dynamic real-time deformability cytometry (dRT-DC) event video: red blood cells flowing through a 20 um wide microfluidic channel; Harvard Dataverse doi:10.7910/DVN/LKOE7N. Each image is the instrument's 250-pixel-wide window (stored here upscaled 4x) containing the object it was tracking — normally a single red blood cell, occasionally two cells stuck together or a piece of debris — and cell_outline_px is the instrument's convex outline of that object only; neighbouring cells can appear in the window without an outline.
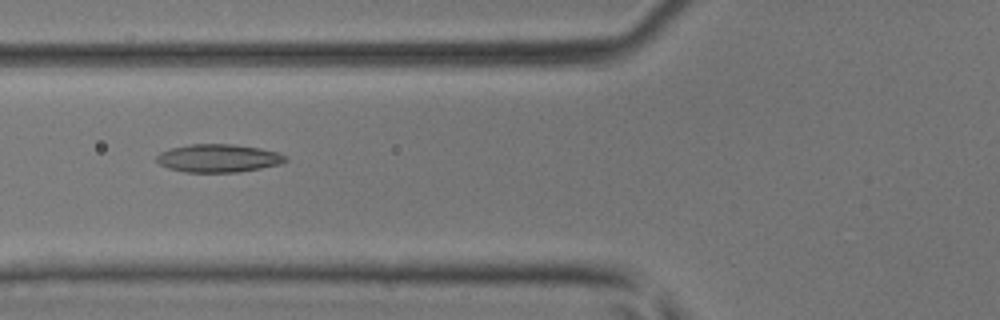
{"species": "common noctule bat (a hibernating species)", "species_latin": "Nyctalus noctula", "temperature_condition": "room temperature", "stored_images_in_passage": 34, "camera_frame_rate_fps": 3000, "um_per_image_px": 0.085, "animal": {"sex": "male", "body_mass_g": 17.9, "forearm_length_mm": 54.2}, "frame": {"image": 1, "passage_image": 12, "time_ms": 3.667, "image_size_px": [1000, 320], "cell_outline_px": [[288, 160], [280, 164], [260, 168], [236, 172], [184, 172], [168, 168], [160, 164], [156, 160], [156, 156], [160, 152], [168, 148], [188, 144], [232, 144], [260, 148], [276, 152], [288, 156]], "centroid_in_image_um": [18.54, 13.44], "position_along_channel_um": 107.3, "area_um2": 21.15}}
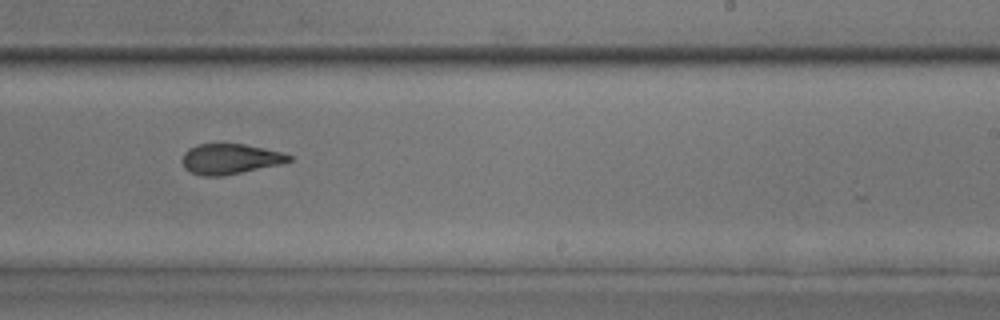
{"frame": {"image": 2, "passage_image": 23, "time_ms": 7.333, "image_size_px": [1000, 320], "cell_outline_px": [[292, 160], [280, 164], [224, 176], [200, 176], [184, 168], [180, 160], [184, 152], [188, 148], [196, 144], [244, 144], [264, 148], [280, 152], [292, 156]], "centroid_in_image_um": [19.5, 13.51], "position_along_channel_um": 269.5, "area_um2": 18.96}}
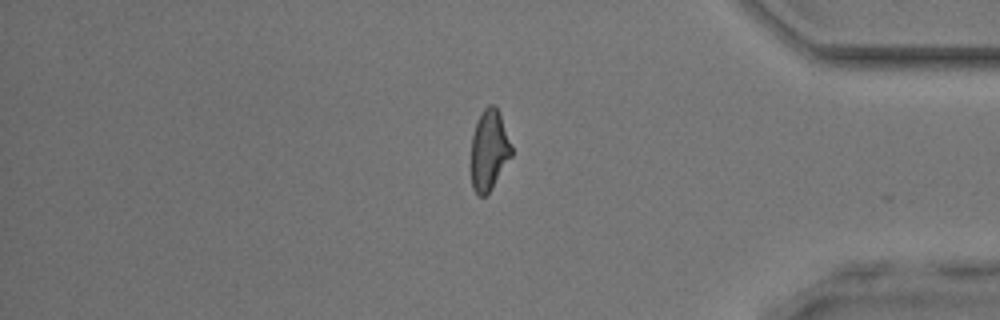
{"frame": {"image": 3, "passage_image": 33, "time_ms": 10.667, "image_size_px": [1000, 320], "cell_outline_px": [[512, 156], [492, 188], [484, 196], [480, 196], [472, 188], [472, 136], [480, 112], [488, 104], [492, 104], [500, 112], [512, 148]], "centroid_in_image_um": [41.58, 12.74], "position_along_channel_um": 393.6, "area_um2": 18.79}}